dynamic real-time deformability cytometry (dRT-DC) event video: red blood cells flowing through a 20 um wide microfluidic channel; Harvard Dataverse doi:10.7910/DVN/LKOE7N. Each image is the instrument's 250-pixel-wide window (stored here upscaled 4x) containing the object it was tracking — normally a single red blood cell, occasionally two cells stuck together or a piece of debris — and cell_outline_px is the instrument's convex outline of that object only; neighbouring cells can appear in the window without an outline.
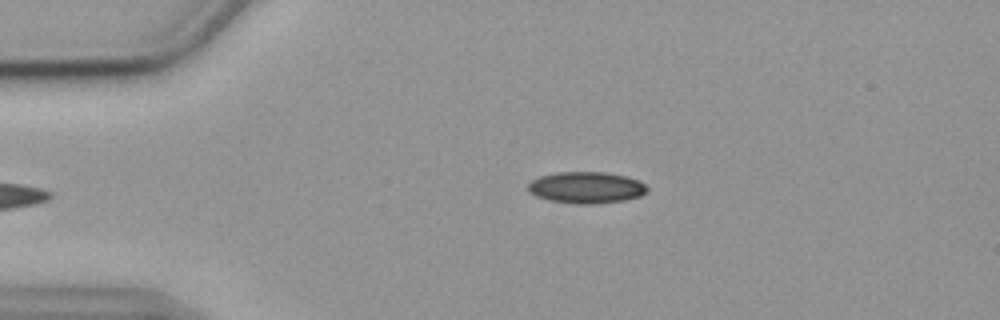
{"species": "common noctule bat (a hibernating species)", "species_latin": "Nyctalus noctula", "temperature_condition": "cold", "stored_images_in_passage": 48, "camera_frame_rate_fps": 3000, "um_per_image_px": 0.085, "animal": {"sex": "female", "body_mass_g": 19.9}, "frame": {"image": 1, "passage_image": 4, "time_ms": 1.0, "image_size_px": [1000, 320], "cell_outline_px": [[648, 192], [640, 196], [624, 200], [592, 204], [576, 204], [548, 200], [536, 196], [528, 192], [528, 184], [532, 180], [540, 176], [556, 172], [604, 172], [624, 176], [640, 180], [648, 188]], "centroid_in_image_um": [49.82, 15.94], "position_along_channel_um": 35.2, "area_um2": 21.96}}
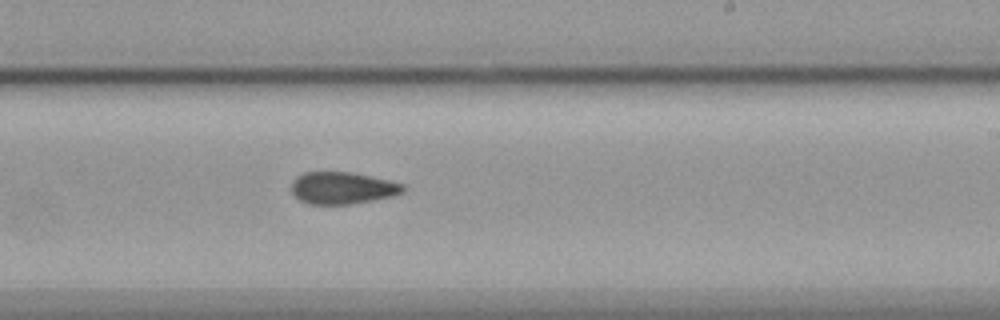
{"frame": {"image": 2, "passage_image": 26, "time_ms": 8.333, "image_size_px": [1000, 320], "cell_outline_px": [[408, 188], [404, 192], [392, 196], [352, 204], [308, 204], [300, 200], [292, 192], [292, 180], [296, 176], [304, 172], [352, 172], [388, 180], [404, 184]], "centroid_in_image_um": [29.12, 15.97], "position_along_channel_um": 259.9, "area_um2": 20.92}}
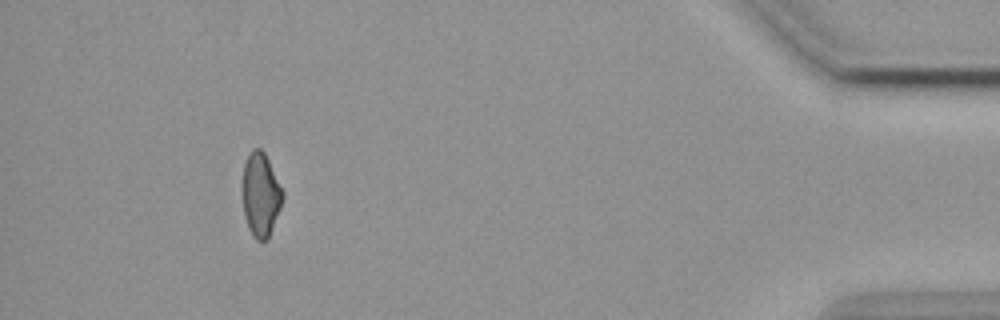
{"frame": {"image": 3, "passage_image": 44, "time_ms": 14.333, "image_size_px": [1000, 320], "cell_outline_px": [[284, 196], [280, 208], [268, 240], [256, 240], [252, 236], [248, 228], [244, 216], [240, 192], [240, 188], [244, 164], [252, 148], [260, 148], [264, 152], [284, 192]], "centroid_in_image_um": [22.12, 16.56], "position_along_channel_um": 413.1, "area_um2": 20.11}, "authors_computed_cell_mechanics": {"area_um2": 21.2126, "velocity_mm_per_s": 3.5833, "shape_relaxation_time_tau1_ms": null, "shape_relaxation_time_tau2_ms": 6.8981, "deformation_change_tau1": null, "deformation_change_tau2": 0.1234}}